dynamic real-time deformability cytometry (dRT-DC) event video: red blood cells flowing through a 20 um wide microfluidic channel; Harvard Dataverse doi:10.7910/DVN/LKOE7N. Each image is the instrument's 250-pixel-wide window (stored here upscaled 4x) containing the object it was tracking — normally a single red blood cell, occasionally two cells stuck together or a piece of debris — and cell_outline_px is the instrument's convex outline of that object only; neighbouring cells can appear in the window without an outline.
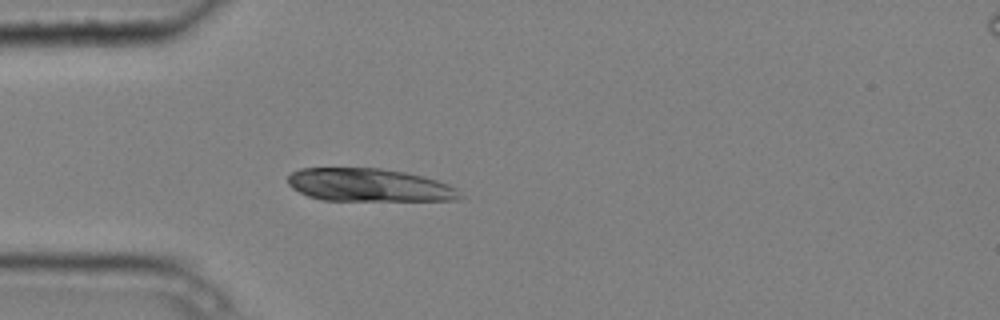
{"species": "common noctule bat (a hibernating species)", "species_latin": "Nyctalus noctula", "temperature_condition": "cold", "stored_images_in_passage": 2, "camera_frame_rate_fps": 3000, "um_per_image_px": 0.085, "animal": {"sex": "male", "body_mass_g": 20.4}, "frame": {"image": 1, "passage_image": 2, "time_ms": 0.333, "image_size_px": [1000, 320], "cell_outline_px": [[464, 196], [460, 200], [320, 200], [308, 196], [292, 188], [288, 184], [288, 176], [292, 172], [300, 168], [380, 168], [404, 172], [424, 176], [448, 184], [456, 188]], "centroid_in_image_um": [31.38, 15.73], "position_along_channel_um": 53.6, "area_um2": 33.12}}